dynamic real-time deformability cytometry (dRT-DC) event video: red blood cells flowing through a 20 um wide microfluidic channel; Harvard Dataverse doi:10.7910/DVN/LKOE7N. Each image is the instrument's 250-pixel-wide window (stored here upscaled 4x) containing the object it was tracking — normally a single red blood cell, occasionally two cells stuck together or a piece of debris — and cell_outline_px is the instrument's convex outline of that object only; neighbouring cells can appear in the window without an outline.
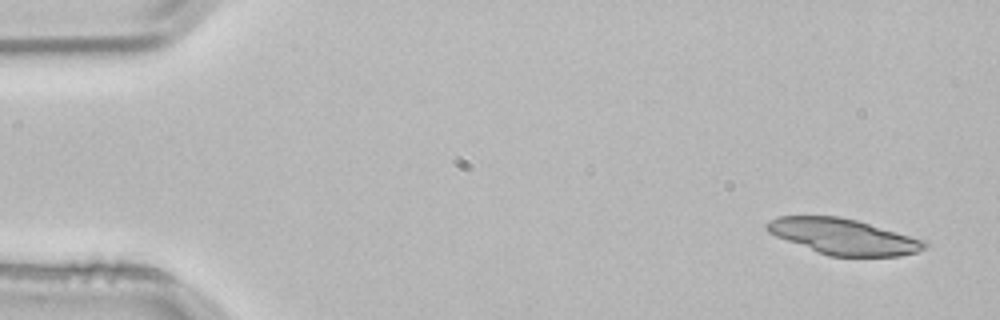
{"species": "common noctule bat (a hibernating species)", "species_latin": "Nyctalus noctula", "temperature_condition": "room temperature", "stored_images_in_passage": 4, "camera_frame_rate_fps": 3000, "um_per_image_px": 0.085, "animal": {"sex": "male", "body_mass_g": 21.5, "forearm_length_mm": 52.0}, "frame": {"image": 1, "passage_image": 1, "time_ms": 0.0, "image_size_px": [1000, 320], "cell_outline_px": [[928, 244], [924, 248], [916, 252], [900, 256], [828, 256], [776, 236], [768, 232], [764, 228], [764, 224], [768, 220], [776, 216], [840, 216], [856, 220], [924, 240]], "centroid_in_image_um": [71.63, 20.1], "position_along_channel_um": 13.4, "area_um2": 32.6}}